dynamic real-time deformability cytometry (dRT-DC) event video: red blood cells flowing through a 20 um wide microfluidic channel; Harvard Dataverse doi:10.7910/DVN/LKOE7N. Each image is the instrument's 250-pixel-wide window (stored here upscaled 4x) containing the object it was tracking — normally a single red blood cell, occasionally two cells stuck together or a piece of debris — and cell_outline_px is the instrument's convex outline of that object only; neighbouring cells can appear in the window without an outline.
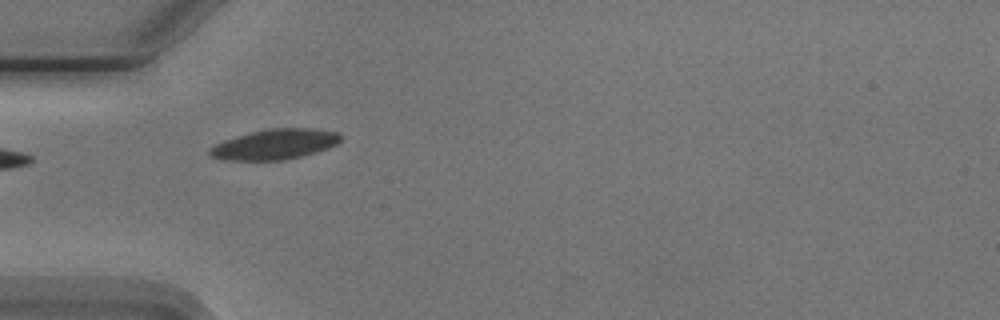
{"species": "Egyptian fruit bat (a non-hibernating species)", "species_latin": "Rousettus aegyptiacus", "temperature_condition": "cold", "stored_images_in_passage": 6, "camera_frame_rate_fps": 3000, "um_per_image_px": 0.085, "animal": {"sex": "male"}, "frame": {"image": 1, "passage_image": 5, "time_ms": 5.333, "image_size_px": [1000, 320], "cell_outline_px": [[340, 140], [336, 144], [328, 148], [316, 152], [284, 160], [224, 160], [212, 156], [208, 152], [208, 148], [224, 140], [236, 136], [252, 132], [272, 128], [316, 128], [336, 132], [340, 136]], "centroid_in_image_um": [23.35, 12.26], "position_along_channel_um": 61.7, "area_um2": 22.89}}
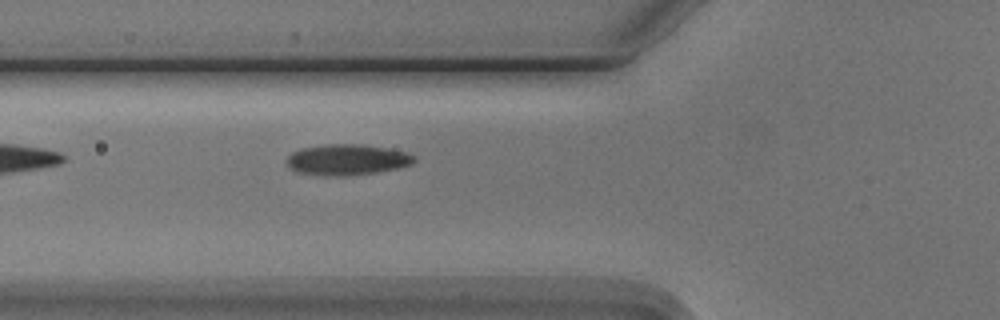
{"frame": {"image": 2, "passage_image": 6, "time_ms": 6.333, "image_size_px": [1000, 320], "cell_outline_px": [[416, 160], [412, 164], [396, 168], [376, 172], [348, 176], [336, 176], [296, 172], [288, 168], [288, 156], [292, 152], [300, 148], [324, 144], [364, 144], [388, 148], [408, 152], [416, 156]], "centroid_in_image_um": [29.52, 13.56], "position_along_channel_um": 96.3, "area_um2": 23.06}}